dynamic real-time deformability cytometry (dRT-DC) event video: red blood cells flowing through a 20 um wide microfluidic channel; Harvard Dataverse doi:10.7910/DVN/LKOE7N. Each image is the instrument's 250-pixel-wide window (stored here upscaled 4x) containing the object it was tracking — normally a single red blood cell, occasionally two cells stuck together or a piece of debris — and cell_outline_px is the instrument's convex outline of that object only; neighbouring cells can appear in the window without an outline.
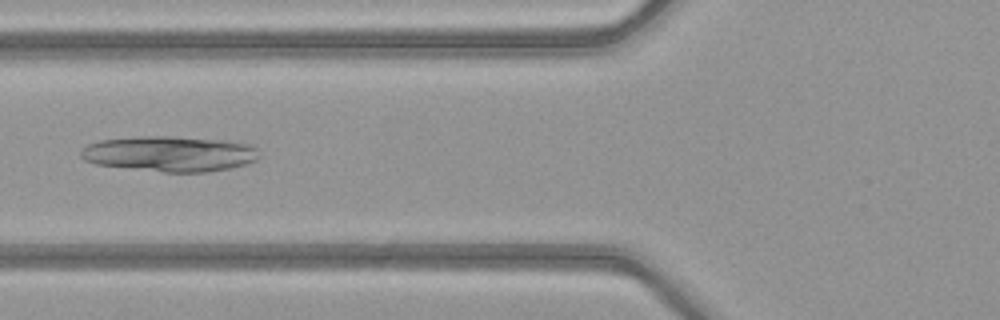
{"species": "common noctule bat (a hibernating species)", "species_latin": "Nyctalus noctula", "temperature_condition": "warm", "stored_images_in_passage": 40, "camera_frame_rate_fps": 3000, "um_per_image_px": 0.085, "animal": {"sex": "female", "body_mass_g": 21.9}, "frame": {"image": 1, "passage_image": 12, "time_ms": 3.667, "image_size_px": [1000, 320], "cell_outline_px": [[260, 156], [256, 160], [244, 164], [228, 168], [208, 172], [164, 172], [96, 164], [84, 160], [80, 156], [80, 152], [88, 144], [100, 140], [136, 136], [172, 136], [228, 140], [252, 144], [256, 148]], "centroid_in_image_um": [14.45, 13.06], "position_along_channel_um": 111.4, "area_um2": 36.99}}
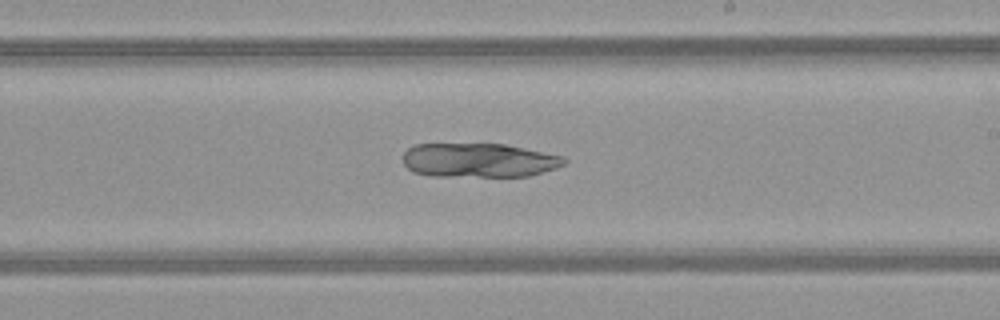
{"frame": {"image": 2, "passage_image": 22, "time_ms": 7.0, "image_size_px": [1000, 320], "cell_outline_px": [[568, 160], [564, 164], [556, 168], [528, 176], [432, 176], [412, 172], [404, 164], [400, 156], [408, 148], [416, 144], [504, 144], [564, 156]], "centroid_in_image_um": [40.67, 13.62], "position_along_channel_um": 248.3, "area_um2": 32.25}}
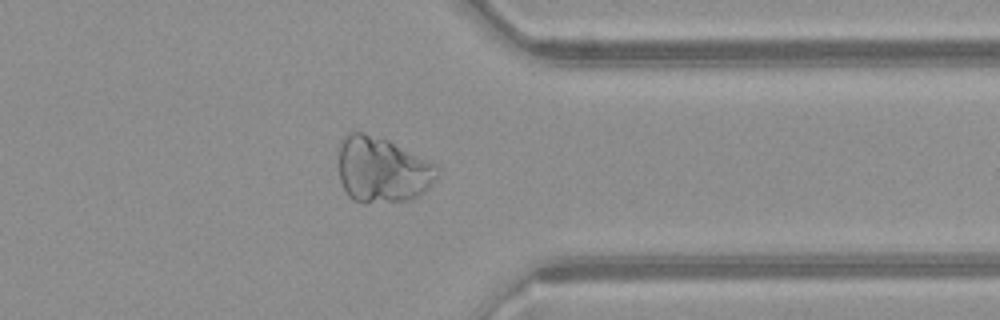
{"frame": {"image": 3, "passage_image": 32, "time_ms": 10.333, "image_size_px": [1000, 320], "cell_outline_px": [[440, 172], [424, 192], [408, 200], [364, 204], [360, 204], [352, 200], [348, 196], [340, 180], [336, 148], [340, 140], [348, 132], [364, 132], [384, 136], [436, 164], [440, 168]], "centroid_in_image_um": [32.44, 14.39], "position_along_channel_um": 379.0, "area_um2": 39.02}}